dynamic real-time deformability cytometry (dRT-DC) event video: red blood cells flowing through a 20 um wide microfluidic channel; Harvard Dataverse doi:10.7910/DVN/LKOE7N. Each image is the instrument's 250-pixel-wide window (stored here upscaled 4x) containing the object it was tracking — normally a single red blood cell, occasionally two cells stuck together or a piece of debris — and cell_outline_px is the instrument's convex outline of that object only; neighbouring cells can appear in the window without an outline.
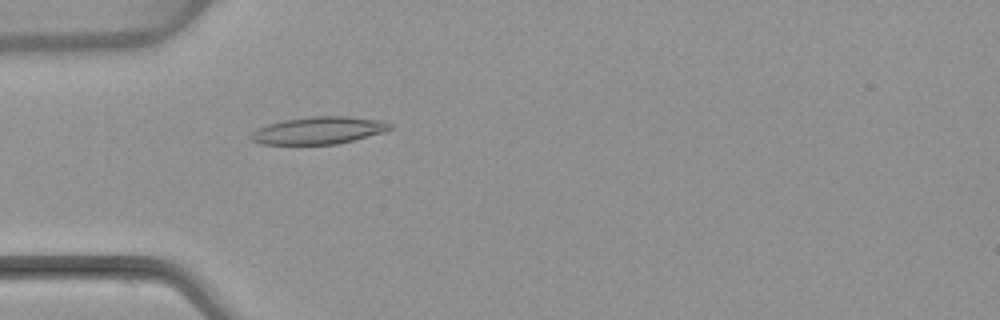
{"species": "common noctule bat (a hibernating species)", "species_latin": "Nyctalus noctula", "temperature_condition": "warm", "stored_images_in_passage": 5, "camera_frame_rate_fps": 3000, "um_per_image_px": 0.085, "animal": {"sex": "female", "body_mass_g": 22.7, "forearm_length_mm": 54.2}, "frame": {"image": 1, "passage_image": 5, "time_ms": 4.667, "image_size_px": [1000, 320], "cell_outline_px": [[392, 128], [384, 132], [336, 144], [260, 144], [252, 140], [248, 136], [256, 128], [268, 124], [284, 120], [312, 116], [348, 116], [384, 120], [392, 124]], "centroid_in_image_um": [27.08, 11.07], "position_along_channel_um": 57.9, "area_um2": 22.2}}